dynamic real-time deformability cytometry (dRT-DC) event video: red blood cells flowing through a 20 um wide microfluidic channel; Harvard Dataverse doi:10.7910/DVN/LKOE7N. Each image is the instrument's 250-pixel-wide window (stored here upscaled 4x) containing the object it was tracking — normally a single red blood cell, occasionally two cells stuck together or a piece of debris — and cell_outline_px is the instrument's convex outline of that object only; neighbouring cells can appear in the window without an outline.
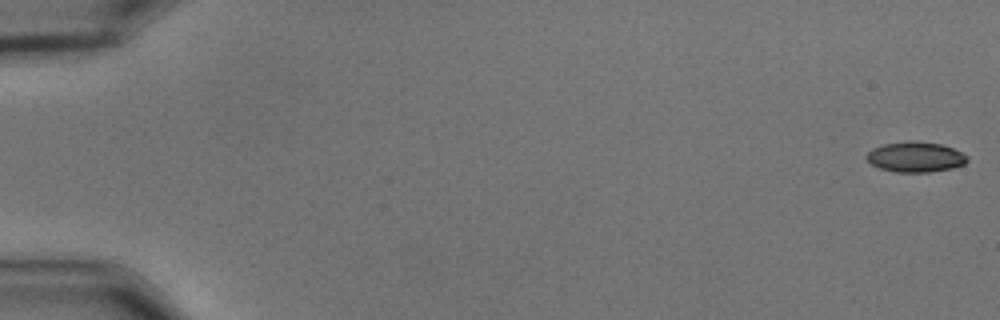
{"species": "common noctule bat (a hibernating species)", "species_latin": "Nyctalus noctula", "temperature_condition": "cold", "stored_images_in_passage": 58, "camera_frame_rate_fps": 3000, "um_per_image_px": 0.085, "animal": {"sex": "male", "body_mass_g": 15.6}, "frame": {"image": 1, "passage_image": 1, "time_ms": 0.0, "image_size_px": [1000, 320], "cell_outline_px": [[968, 160], [964, 164], [952, 168], [928, 172], [896, 172], [880, 168], [872, 164], [864, 156], [872, 148], [884, 144], [908, 140], [912, 140], [940, 144], [952, 148], [968, 156]], "centroid_in_image_um": [77.79, 13.33], "position_along_channel_um": 7.2, "area_um2": 17.74}}
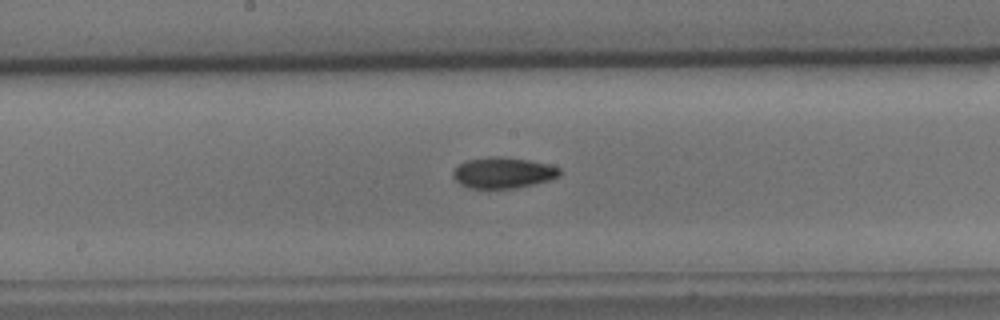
{"frame": {"image": 2, "passage_image": 31, "time_ms": 10.0, "image_size_px": [1000, 320], "cell_outline_px": [[560, 176], [548, 180], [516, 188], [468, 188], [460, 184], [452, 176], [452, 172], [464, 160], [488, 156], [500, 156], [528, 160], [548, 164], [560, 168]], "centroid_in_image_um": [42.73, 14.67], "position_along_channel_um": 205.5, "area_um2": 19.25}}
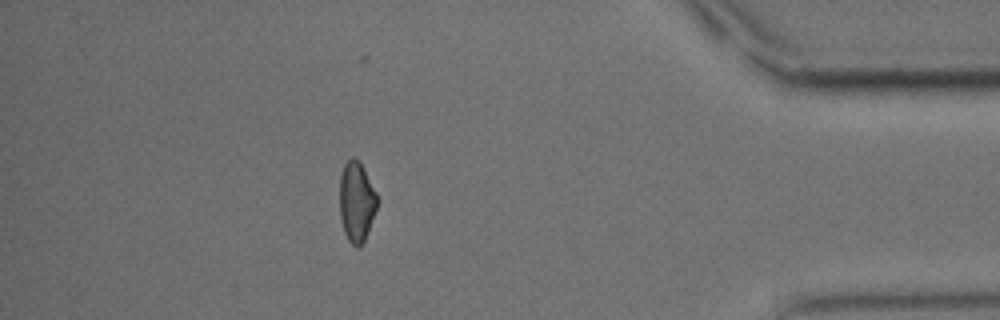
{"frame": {"image": 3, "passage_image": 51, "time_ms": 16.667, "image_size_px": [1000, 320], "cell_outline_px": [[380, 200], [364, 240], [360, 248], [356, 248], [348, 240], [344, 232], [340, 220], [340, 172], [344, 164], [352, 156], [360, 164], [376, 192]], "centroid_in_image_um": [30.3, 17.18], "position_along_channel_um": 404.9, "area_um2": 17.51}, "authors_computed_cell_mechanics": {"area_um2": 18.496, "velocity_mm_per_s": 3.5716, "shape_relaxation_time_tau1_ms": 3.985, "shape_relaxation_time_tau2_ms": 7.6186, "deformation_change_tau1": 0.1321, "deformation_change_tau2": 0.1387}}